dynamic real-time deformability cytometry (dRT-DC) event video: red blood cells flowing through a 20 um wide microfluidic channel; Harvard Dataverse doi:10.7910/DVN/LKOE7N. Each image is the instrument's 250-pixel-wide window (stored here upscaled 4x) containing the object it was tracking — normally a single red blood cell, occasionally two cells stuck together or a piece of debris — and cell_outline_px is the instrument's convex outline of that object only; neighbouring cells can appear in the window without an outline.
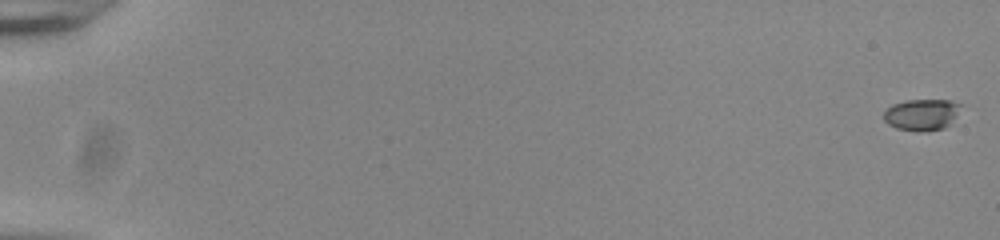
{"species": "common noctule bat (a hibernating species)", "species_latin": "Nyctalus noctula", "temperature_condition": "room temperature", "stored_images_in_passage": 56, "camera_frame_rate_fps": 3000, "um_per_image_px": 0.085, "animal": {"sex": "male", "body_mass_g": 20.0, "forearm_length_mm": 53.3}, "frame": {"image": 1, "passage_image": 1, "time_ms": 0.0, "image_size_px": [1000, 240], "cell_outline_px": [[964, 104], [948, 124], [944, 128], [920, 132], [916, 132], [896, 128], [888, 124], [884, 120], [884, 112], [892, 104], [904, 100], [952, 100]], "centroid_in_image_um": [78.34, 9.73], "position_along_channel_um": 6.7, "area_um2": 14.16}}
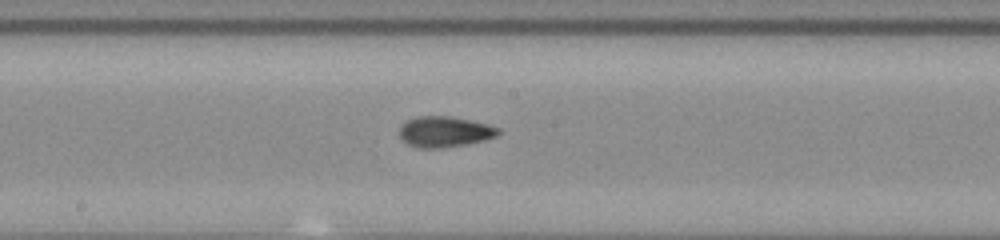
{"frame": {"image": 2, "passage_image": 32, "time_ms": 10.333, "image_size_px": [1000, 240], "cell_outline_px": [[500, 132], [496, 136], [484, 140], [468, 144], [444, 148], [420, 148], [408, 144], [400, 136], [400, 128], [408, 120], [416, 116], [452, 116], [488, 124], [500, 128]], "centroid_in_image_um": [37.83, 11.2], "position_along_channel_um": 210.4, "area_um2": 17.69}}
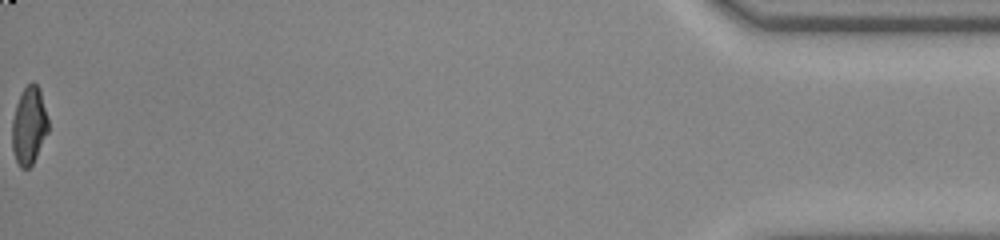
{"frame": {"image": 3, "passage_image": 56, "time_ms": 18.333, "image_size_px": [1000, 240], "cell_outline_px": [[48, 132], [32, 164], [28, 168], [20, 168], [16, 160], [12, 148], [12, 120], [16, 104], [24, 88], [32, 80], [40, 88], [48, 120]], "centroid_in_image_um": [2.46, 10.66], "position_along_channel_um": 432.7, "area_um2": 16.3}, "authors_computed_cell_mechanics": {"area_um2": 16.6175, "velocity_mm_per_s": 3.8819, "shape_relaxation_time_tau1_ms": 5.7377, "shape_relaxation_time_tau2_ms": 2.353, "deformation_change_tau1": 0.209, "deformation_change_tau2": 0.0872}}